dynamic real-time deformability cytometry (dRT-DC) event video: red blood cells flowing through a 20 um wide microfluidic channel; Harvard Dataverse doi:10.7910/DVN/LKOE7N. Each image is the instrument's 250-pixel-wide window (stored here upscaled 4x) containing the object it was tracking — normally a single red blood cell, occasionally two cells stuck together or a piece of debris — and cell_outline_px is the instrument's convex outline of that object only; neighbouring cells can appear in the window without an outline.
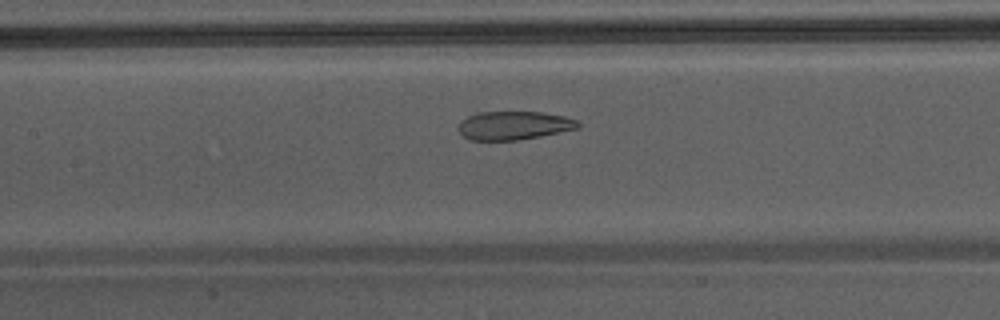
{"species": "Egyptian fruit bat (a non-hibernating species)", "species_latin": "Rousettus aegyptiacus", "temperature_condition": "warm", "stored_images_in_passage": 29, "camera_frame_rate_fps": 3000, "um_per_image_px": 0.085, "animal": {"sex": "male"}, "frame": {"image": 1, "passage_image": 9, "time_ms": 2.667, "image_size_px": [1000, 320], "cell_outline_px": [[580, 128], [540, 136], [516, 140], [468, 140], [456, 128], [460, 120], [476, 112], [540, 112], [564, 116], [576, 120], [580, 124]], "centroid_in_image_um": [43.64, 10.66], "position_along_channel_um": 163.8, "area_um2": 19.94}}
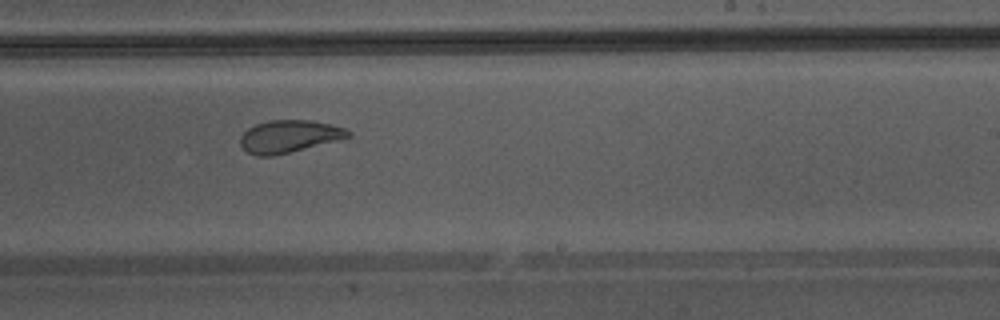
{"frame": {"image": 2, "passage_image": 16, "time_ms": 5.0, "image_size_px": [1000, 320], "cell_outline_px": [[352, 136], [272, 156], [256, 156], [248, 152], [240, 144], [240, 136], [248, 128], [256, 124], [268, 120], [312, 120], [344, 128], [352, 132]], "centroid_in_image_um": [24.54, 11.58], "position_along_channel_um": 264.5, "area_um2": 20.06}}
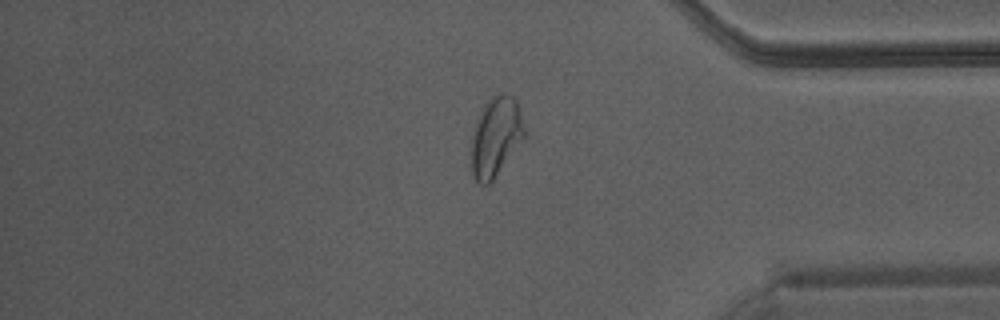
{"frame": {"image": 3, "passage_image": 26, "time_ms": 8.333, "image_size_px": [1000, 320], "cell_outline_px": [[524, 136], [492, 180], [488, 184], [480, 184], [476, 180], [472, 172], [472, 132], [480, 112], [488, 100], [492, 96], [500, 92], [508, 92], [516, 100], [520, 112], [524, 128]], "centroid_in_image_um": [42.12, 11.56], "position_along_channel_um": 393.1, "area_um2": 23.93}}